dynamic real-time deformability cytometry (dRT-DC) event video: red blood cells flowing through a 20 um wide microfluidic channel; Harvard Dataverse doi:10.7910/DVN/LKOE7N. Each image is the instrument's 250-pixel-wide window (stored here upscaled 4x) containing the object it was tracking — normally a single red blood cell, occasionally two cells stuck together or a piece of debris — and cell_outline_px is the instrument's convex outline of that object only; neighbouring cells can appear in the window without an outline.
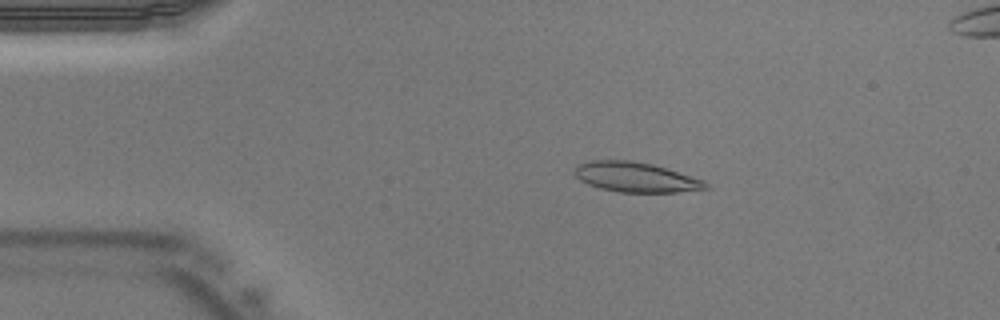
{"species": "Egyptian fruit bat (a non-hibernating species)", "species_latin": "Rousettus aegyptiacus", "temperature_condition": "warm", "stored_images_in_passage": 42, "segment_of_instrument_passage": [1, 2], "camera_frame_rate_fps": 3000, "um_per_image_px": 0.085, "animal": {"sex": "male"}, "frame": {"image": 1, "passage_image": 8, "time_ms": 2.333, "image_size_px": [1000, 320], "cell_outline_px": [[712, 188], [676, 192], [620, 192], [600, 188], [588, 184], [580, 180], [572, 172], [580, 164], [592, 160], [628, 160], [652, 164], [704, 180]], "centroid_in_image_um": [54.05, 15.06], "position_along_channel_um": 31.0, "area_um2": 22.66}}
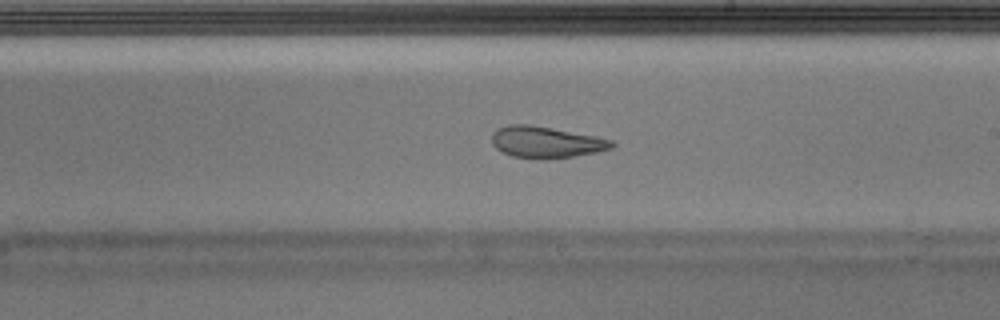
{"frame": {"image": 2, "passage_image": 24, "time_ms": 7.667, "image_size_px": [1000, 320], "cell_outline_px": [[616, 144], [612, 148], [596, 152], [548, 160], [536, 160], [512, 156], [496, 148], [492, 144], [492, 132], [496, 128], [508, 124], [528, 124], [596, 136], [612, 140]], "centroid_in_image_um": [46.38, 12.09], "position_along_channel_um": 242.6, "area_um2": 22.2}}
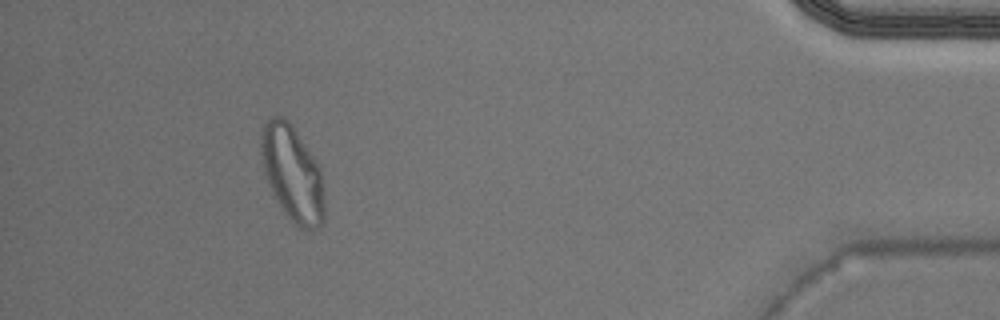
{"frame": {"image": 3, "passage_image": 38, "time_ms": 12.333, "image_size_px": [1000, 320], "cell_outline_px": [[324, 224], [316, 228], [296, 228], [280, 204], [264, 172], [260, 152], [260, 132], [264, 124], [272, 116], [284, 116], [312, 156], [320, 168], [324, 200]], "centroid_in_image_um": [24.85, 14.75], "position_along_channel_um": 410.4, "area_um2": 34.51}}